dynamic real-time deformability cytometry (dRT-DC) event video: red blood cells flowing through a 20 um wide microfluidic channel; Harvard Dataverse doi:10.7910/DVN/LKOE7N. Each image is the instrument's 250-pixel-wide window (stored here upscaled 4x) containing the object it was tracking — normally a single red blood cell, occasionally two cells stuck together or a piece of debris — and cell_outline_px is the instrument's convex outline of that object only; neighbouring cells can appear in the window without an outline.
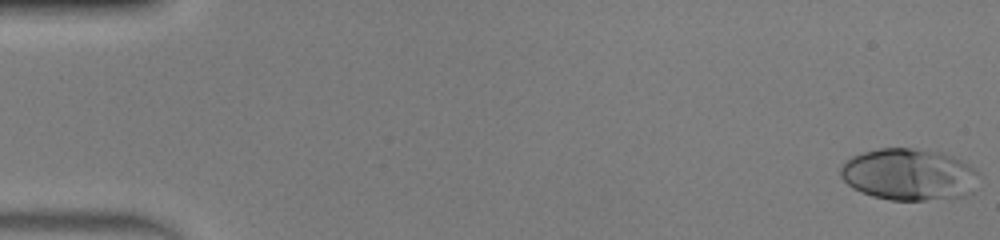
{"species": "human", "species_latin": "Homo sapiens", "temperature_condition": "warm", "stored_images_in_passage": 49, "camera_frame_rate_fps": 3000, "um_per_image_px": 0.085, "donor": {"sex": "male"}, "frame": {"image": 1, "passage_image": 1, "time_ms": 0.0, "image_size_px": [1000, 240], "cell_outline_px": [[980, 176], [964, 196], [952, 200], [888, 200], [872, 196], [860, 192], [852, 188], [840, 176], [840, 168], [852, 156], [864, 152], [880, 148], [912, 148], [940, 152], [952, 156], [968, 164], [980, 172]], "centroid_in_image_um": [77.26, 14.85], "position_along_channel_um": 7.7, "area_um2": 41.91}}
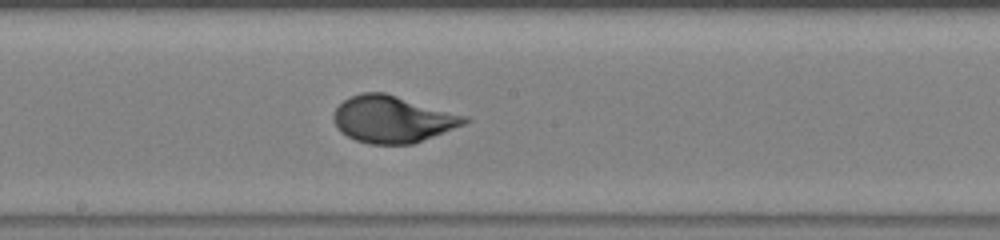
{"frame": {"image": 2, "passage_image": 27, "time_ms": 8.667, "image_size_px": [1000, 240], "cell_outline_px": [[472, 120], [464, 124], [412, 144], [368, 144], [356, 140], [340, 132], [332, 116], [336, 108], [344, 100], [360, 92], [384, 92], [468, 116]], "centroid_in_image_um": [33.36, 10.13], "position_along_channel_um": 214.8, "area_um2": 35.55}}
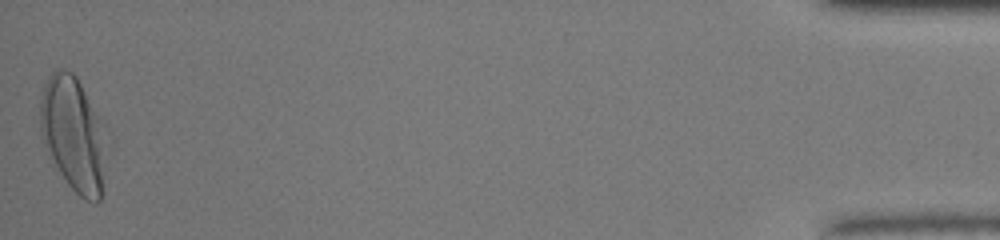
{"frame": {"image": 3, "passage_image": 49, "time_ms": 16.0, "image_size_px": [1000, 240], "cell_outline_px": [[112, 148], [100, 200], [96, 204], [84, 200], [68, 184], [60, 172], [40, 136], [40, 92], [48, 76], [56, 68], [64, 68], [72, 72], [76, 76], [104, 120], [112, 136]], "centroid_in_image_um": [6.37, 11.4], "position_along_channel_um": 428.8, "area_um2": 46.82}, "authors_computed_cell_mechanics": {"area_um2": 35.3158, "velocity_mm_per_s": 4.2109, "shape_relaxation_time_tau1_ms": 4.4689, "shape_relaxation_time_tau2_ms": null, "deformation_change_tau1": 0.2408, "deformation_change_tau2": null}}